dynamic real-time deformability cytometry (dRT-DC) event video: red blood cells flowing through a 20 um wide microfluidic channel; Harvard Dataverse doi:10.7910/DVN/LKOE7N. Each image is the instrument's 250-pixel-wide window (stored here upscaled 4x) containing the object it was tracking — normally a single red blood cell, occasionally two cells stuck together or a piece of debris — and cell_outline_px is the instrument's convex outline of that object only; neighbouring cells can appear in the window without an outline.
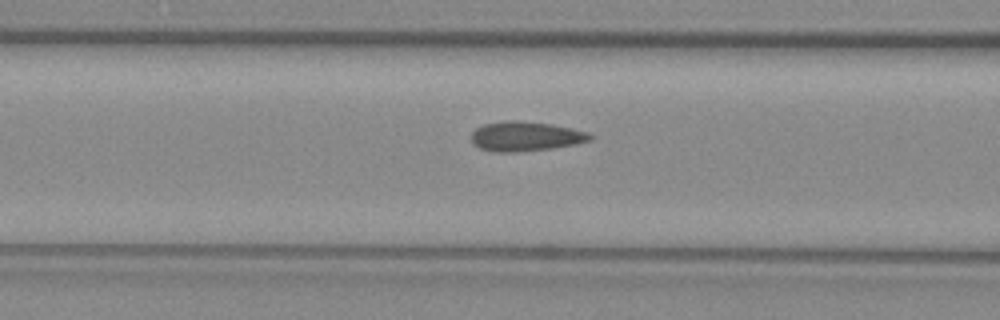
{"species": "common noctule bat (a hibernating species)", "species_latin": "Nyctalus noctula", "temperature_condition": "warm", "stored_images_in_passage": 16, "camera_frame_rate_fps": 3000, "um_per_image_px": 0.085, "animal": {"sex": "female", "body_mass_g": 29.2, "forearm_length_mm": 56.3}, "frame": {"image": 1, "passage_image": 14, "time_ms": 4.333, "image_size_px": [1000, 320], "cell_outline_px": [[592, 140], [552, 148], [516, 152], [492, 152], [480, 148], [472, 144], [472, 132], [476, 128], [484, 124], [508, 120], [516, 120], [552, 124], [572, 128], [588, 132], [592, 136]], "centroid_in_image_um": [44.65, 11.59], "position_along_channel_um": 122.0, "area_um2": 20.46}}